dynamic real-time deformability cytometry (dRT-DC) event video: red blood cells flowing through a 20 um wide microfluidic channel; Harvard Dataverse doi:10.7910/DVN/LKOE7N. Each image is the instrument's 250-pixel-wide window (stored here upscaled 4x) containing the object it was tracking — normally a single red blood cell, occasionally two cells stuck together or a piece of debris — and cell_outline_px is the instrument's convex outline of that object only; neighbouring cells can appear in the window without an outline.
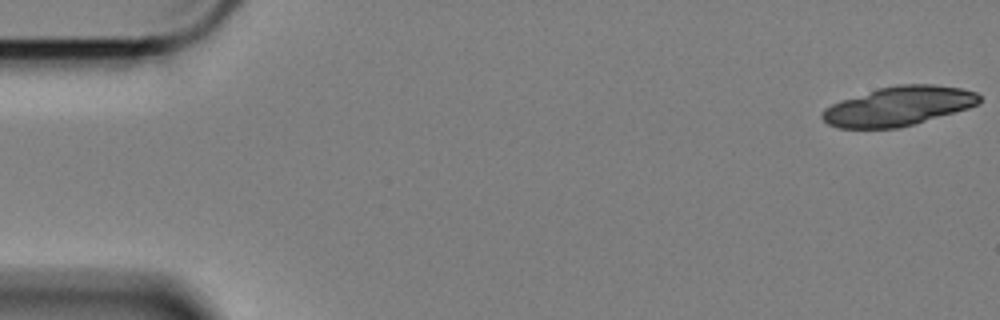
{"species": "Egyptian fruit bat (a non-hibernating species)", "species_latin": "Rousettus aegyptiacus", "temperature_condition": "cold", "stored_images_in_passage": 19, "camera_frame_rate_fps": 3000, "um_per_image_px": 0.085, "animal": {"sex": "female"}, "frame": {"image": 1, "passage_image": 1, "time_ms": 0.0, "image_size_px": [1000, 320], "cell_outline_px": [[980, 104], [968, 108], [900, 128], [836, 128], [828, 124], [820, 116], [820, 112], [824, 108], [840, 100], [876, 88], [896, 84], [932, 84], [960, 88], [976, 92], [980, 96]], "centroid_in_image_um": [76.33, 9.02], "position_along_channel_um": 8.7, "area_um2": 36.13}}